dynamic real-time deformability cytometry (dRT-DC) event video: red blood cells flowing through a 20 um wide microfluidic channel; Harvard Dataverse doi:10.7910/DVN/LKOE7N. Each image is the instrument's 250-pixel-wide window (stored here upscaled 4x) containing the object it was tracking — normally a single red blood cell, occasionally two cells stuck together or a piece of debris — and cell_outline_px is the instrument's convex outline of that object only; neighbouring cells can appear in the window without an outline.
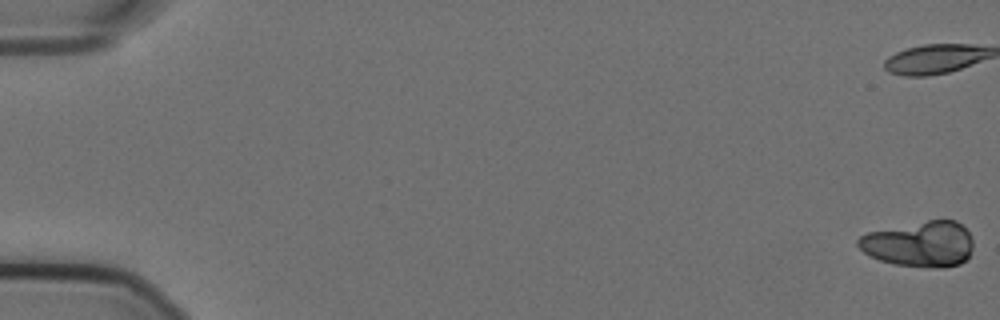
{"species": "Egyptian fruit bat (a non-hibernating species)", "species_latin": "Rousettus aegyptiacus", "temperature_condition": "cold", "stored_images_in_passage": 15, "camera_frame_rate_fps": 3000, "um_per_image_px": 0.085, "animal": {"sex": "female"}, "frame": {"image": 1, "passage_image": 1, "time_ms": 0.0, "image_size_px": [1000, 320], "cell_outline_px": [[972, 248], [968, 260], [960, 264], [944, 268], [932, 268], [896, 264], [880, 260], [868, 256], [856, 244], [856, 240], [860, 236], [868, 232], [928, 220], [956, 220], [968, 232], [972, 240]], "centroid_in_image_um": [78.17, 20.76], "position_along_channel_um": 6.8, "area_um2": 30.69}}